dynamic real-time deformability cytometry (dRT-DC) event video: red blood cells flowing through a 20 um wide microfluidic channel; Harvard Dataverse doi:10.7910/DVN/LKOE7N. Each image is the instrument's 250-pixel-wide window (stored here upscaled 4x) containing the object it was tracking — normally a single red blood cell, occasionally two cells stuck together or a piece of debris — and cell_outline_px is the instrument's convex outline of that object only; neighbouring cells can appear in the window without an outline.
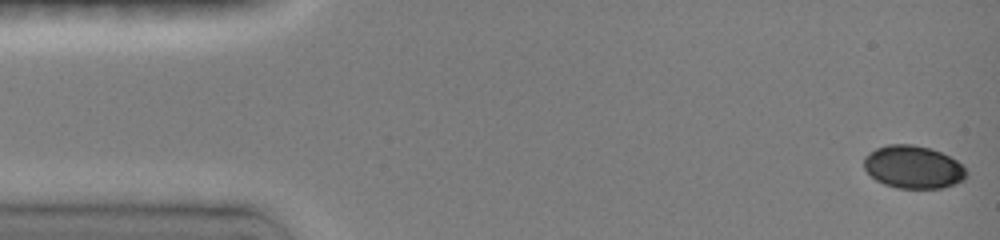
{"species": "common noctule bat (a hibernating species)", "species_latin": "Nyctalus noctula", "temperature_condition": "room temperature", "stored_images_in_passage": 44, "camera_frame_rate_fps": 3000, "um_per_image_px": 0.085, "animal": {"sex": "female", "body_mass_g": 19.0, "forearm_length_mm": 51.5}, "frame": {"image": 1, "passage_image": 1, "time_ms": 0.0, "image_size_px": [1000, 240], "cell_outline_px": [[968, 176], [964, 180], [940, 188], [896, 188], [884, 184], [876, 180], [864, 168], [864, 156], [868, 152], [876, 148], [888, 144], [912, 144], [928, 148], [940, 152], [956, 160], [968, 172]], "centroid_in_image_um": [77.6, 14.2], "position_along_channel_um": 7.4, "area_um2": 25.49}}
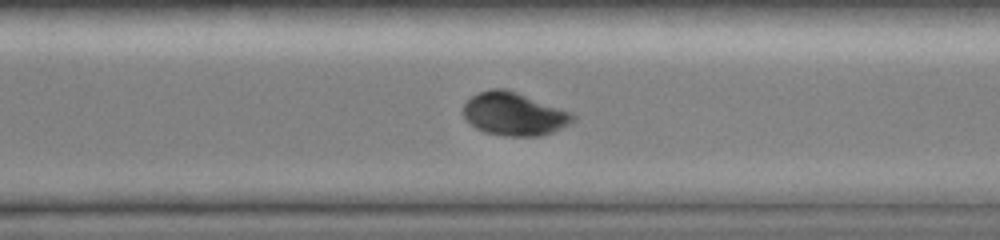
{"frame": {"image": 2, "passage_image": 34, "time_ms": 11.0, "image_size_px": [1000, 240], "cell_outline_px": [[576, 120], [572, 124], [552, 132], [540, 136], [504, 136], [484, 132], [476, 128], [464, 116], [464, 104], [472, 96], [488, 88], [504, 88], [516, 92], [572, 112], [576, 116]], "centroid_in_image_um": [43.74, 9.69], "position_along_channel_um": 326.9, "area_um2": 27.51}}
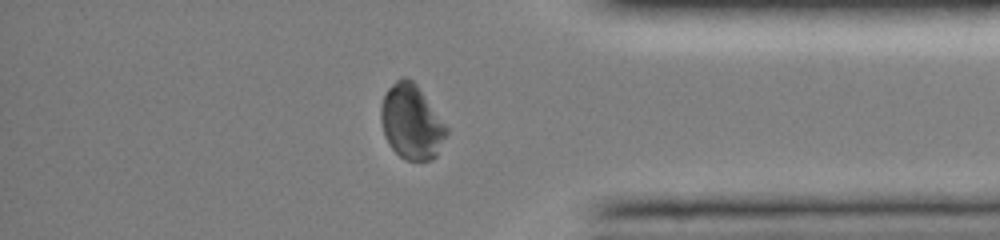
{"frame": {"image": 3, "passage_image": 40, "time_ms": 13.0, "image_size_px": [1000, 240], "cell_outline_px": [[448, 132], [436, 156], [432, 160], [404, 160], [392, 148], [384, 136], [380, 120], [380, 108], [384, 96], [388, 88], [400, 76], [404, 76], [412, 80], [416, 84], [448, 128]], "centroid_in_image_um": [34.96, 10.37], "position_along_channel_um": 400.2, "area_um2": 28.38}}